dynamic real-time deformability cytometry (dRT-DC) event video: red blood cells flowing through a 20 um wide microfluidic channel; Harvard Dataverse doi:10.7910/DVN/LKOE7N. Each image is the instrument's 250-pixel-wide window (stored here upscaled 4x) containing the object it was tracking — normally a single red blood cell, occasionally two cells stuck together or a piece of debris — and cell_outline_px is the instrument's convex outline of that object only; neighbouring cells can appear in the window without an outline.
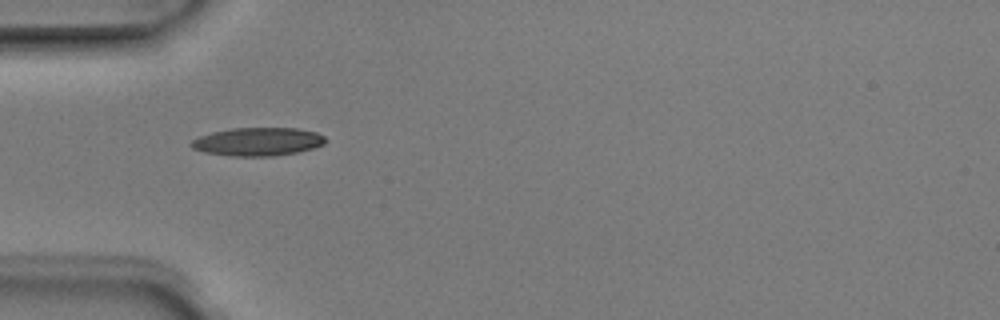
{"species": "Egyptian fruit bat (a non-hibernating species)", "species_latin": "Rousettus aegyptiacus", "temperature_condition": "room temperature", "stored_images_in_passage": 1, "camera_frame_rate_fps": 3000, "um_per_image_px": 0.085, "animal": {"sex": "male"}, "frame": {"image": 1, "passage_image": 1, "time_ms": 0.0, "image_size_px": [1000, 320], "cell_outline_px": [[324, 144], [312, 148], [296, 152], [272, 156], [232, 156], [204, 152], [192, 148], [188, 144], [192, 140], [200, 136], [212, 132], [232, 128], [296, 128], [316, 132], [324, 136]], "centroid_in_image_um": [21.87, 12.04], "position_along_channel_um": 63.1, "area_um2": 21.96}}